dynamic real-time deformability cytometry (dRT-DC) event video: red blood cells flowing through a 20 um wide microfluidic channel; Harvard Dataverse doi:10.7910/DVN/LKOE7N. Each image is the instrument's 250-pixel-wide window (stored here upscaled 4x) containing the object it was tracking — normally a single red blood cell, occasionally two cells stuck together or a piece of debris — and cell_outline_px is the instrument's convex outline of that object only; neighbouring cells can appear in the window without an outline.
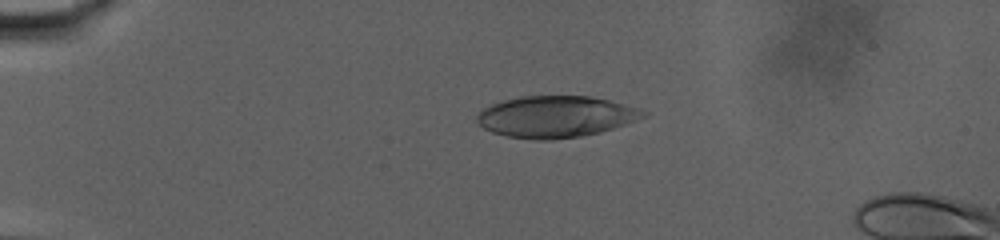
{"species": "human", "species_latin": "Homo sapiens", "temperature_condition": "warm", "stored_images_in_passage": 58, "camera_frame_rate_fps": 3000, "um_per_image_px": 0.085, "donor": {"sex": "male"}, "frame": {"image": 1, "passage_image": 2, "time_ms": 0.333, "image_size_px": [1000, 240], "cell_outline_px": [[648, 112], [644, 116], [624, 124], [600, 132], [580, 136], [552, 140], [536, 140], [508, 136], [492, 132], [484, 128], [476, 120], [476, 116], [484, 108], [492, 104], [504, 100], [524, 96], [588, 96], [608, 100], [636, 108]], "centroid_in_image_um": [47.19, 9.92], "position_along_channel_um": 37.8, "area_um2": 39.65}}
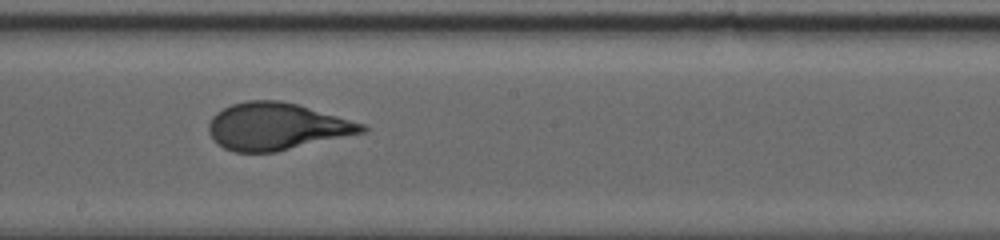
{"frame": {"image": 2, "passage_image": 28, "time_ms": 9.0, "image_size_px": [1000, 240], "cell_outline_px": [[368, 128], [364, 132], [276, 152], [232, 152], [216, 144], [208, 132], [208, 124], [212, 116], [216, 112], [232, 104], [248, 100], [280, 100], [296, 104], [364, 124]], "centroid_in_image_um": [23.44, 10.76], "position_along_channel_um": 224.8, "area_um2": 41.85}}
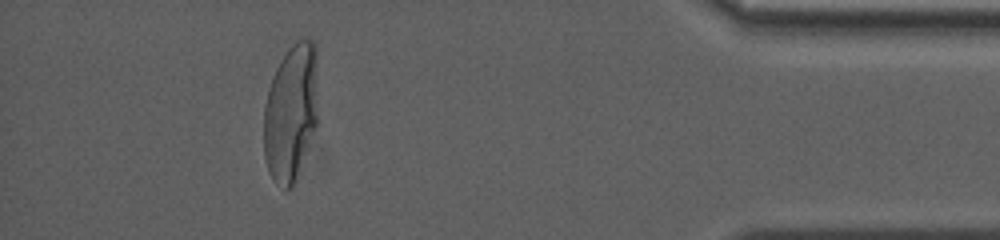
{"frame": {"image": 3, "passage_image": 52, "time_ms": 17.0, "image_size_px": [1000, 240], "cell_outline_px": [[316, 124], [292, 188], [284, 192], [272, 180], [268, 172], [264, 160], [264, 104], [268, 88], [272, 76], [280, 60], [288, 48], [296, 40], [312, 40], [316, 44]], "centroid_in_image_um": [24.68, 9.59], "position_along_channel_um": 410.5, "area_um2": 43.47}, "authors_computed_cell_mechanics": {"area_um2": 41.8183, "velocity_mm_per_s": 2.8599, "shape_relaxation_time_tau1_ms": 8.907, "shape_relaxation_time_tau2_ms": null, "deformation_change_tau1": 0.2913, "deformation_change_tau2": null}}